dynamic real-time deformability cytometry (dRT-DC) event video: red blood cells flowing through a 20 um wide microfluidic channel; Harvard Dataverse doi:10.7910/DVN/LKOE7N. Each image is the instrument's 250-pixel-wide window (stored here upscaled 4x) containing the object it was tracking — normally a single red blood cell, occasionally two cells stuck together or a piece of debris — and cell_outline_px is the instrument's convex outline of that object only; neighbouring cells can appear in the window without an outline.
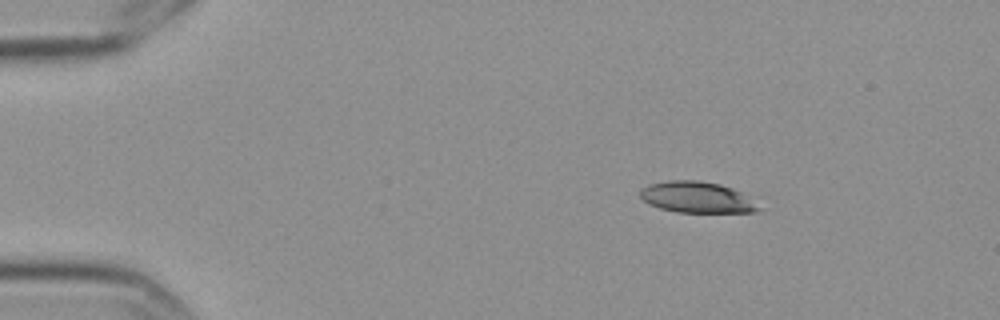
{"species": "Egyptian fruit bat (a non-hibernating species)", "species_latin": "Rousettus aegyptiacus", "temperature_condition": "cold", "stored_images_in_passage": 9, "camera_frame_rate_fps": 3000, "um_per_image_px": 0.085, "frame": {"image": 1, "passage_image": 1, "time_ms": 0.0, "image_size_px": [1000, 320], "cell_outline_px": [[764, 208], [756, 212], [676, 212], [660, 208], [648, 204], [640, 196], [640, 188], [648, 184], [668, 180], [696, 180], [720, 184], [732, 188], [740, 192]], "centroid_in_image_um": [59.22, 16.77], "position_along_channel_um": 25.8, "area_um2": 21.56}}
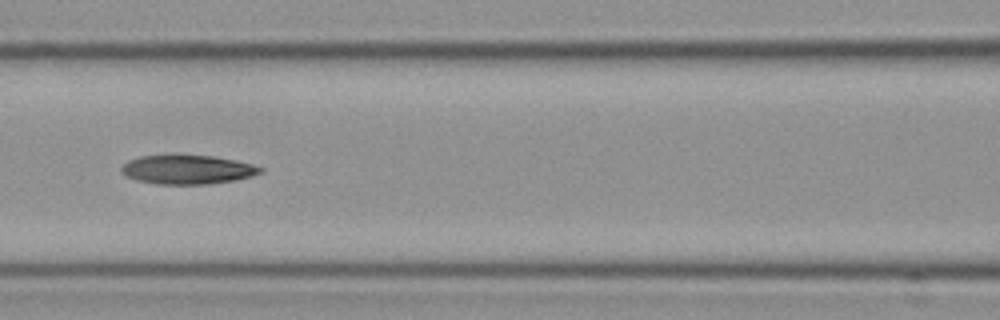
{"frame": {"image": 2, "passage_image": 6, "time_ms": 1.667, "image_size_px": [1000, 320], "cell_outline_px": [[264, 172], [252, 176], [236, 180], [208, 184], [156, 184], [136, 180], [124, 176], [120, 172], [120, 168], [128, 160], [140, 156], [212, 156], [236, 160], [252, 164], [264, 168]], "centroid_in_image_um": [15.94, 14.43], "position_along_channel_um": 150.7, "area_um2": 23.52}}
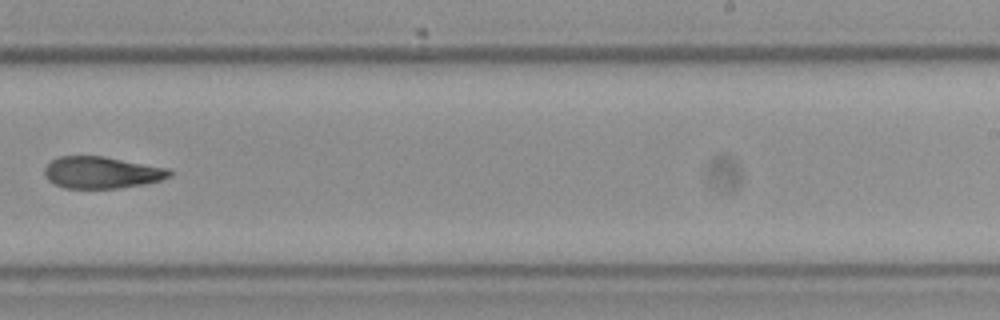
{"frame": {"image": 3, "passage_image": 9, "time_ms": 2.667, "image_size_px": [1000, 320], "cell_outline_px": [[172, 176], [160, 180], [144, 184], [116, 188], [64, 188], [52, 184], [44, 176], [44, 168], [52, 160], [60, 156], [104, 156], [168, 168], [172, 172]], "centroid_in_image_um": [8.62, 14.66], "position_along_channel_um": 280.4, "area_um2": 23.24}}